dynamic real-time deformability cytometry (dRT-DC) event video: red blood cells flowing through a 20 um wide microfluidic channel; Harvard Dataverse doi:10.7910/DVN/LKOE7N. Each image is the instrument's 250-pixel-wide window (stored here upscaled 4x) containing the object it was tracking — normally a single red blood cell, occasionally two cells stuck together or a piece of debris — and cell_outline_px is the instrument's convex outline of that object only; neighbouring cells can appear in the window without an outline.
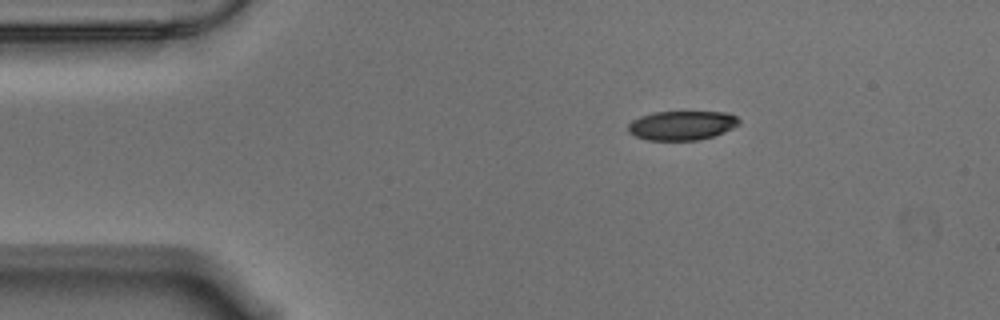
{"species": "Egyptian fruit bat (a non-hibernating species)", "species_latin": "Rousettus aegyptiacus", "temperature_condition": "warm", "stored_images_in_passage": 48, "camera_frame_rate_fps": 3000, "um_per_image_px": 0.085, "animal": {"sex": "male"}, "frame": {"image": 1, "passage_image": 1, "time_ms": 0.0, "image_size_px": [1000, 320], "cell_outline_px": [[740, 124], [724, 132], [700, 140], [648, 140], [636, 136], [628, 132], [628, 124], [632, 120], [640, 116], [652, 112], [728, 112], [736, 116], [740, 120]], "centroid_in_image_um": [57.96, 10.65], "position_along_channel_um": 27.0, "area_um2": 18.96}}
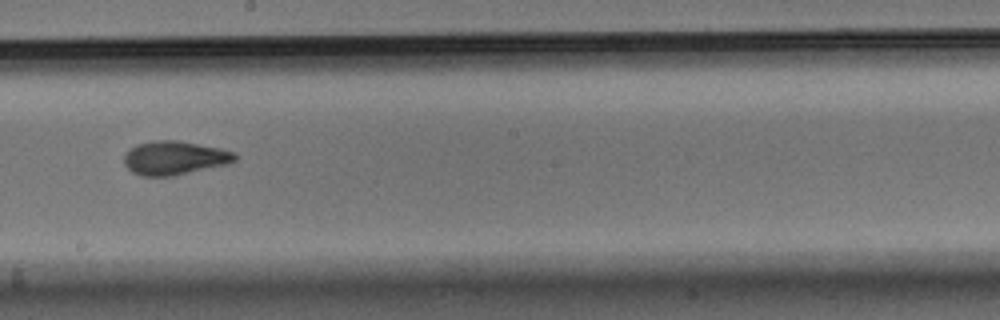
{"frame": {"image": 2, "passage_image": 23, "time_ms": 7.333, "image_size_px": [1000, 320], "cell_outline_px": [[236, 160], [228, 164], [172, 176], [140, 176], [132, 172], [124, 164], [124, 156], [136, 144], [156, 140], [176, 140], [220, 148], [236, 152]], "centroid_in_image_um": [14.84, 13.43], "position_along_channel_um": 233.4, "area_um2": 21.73}}
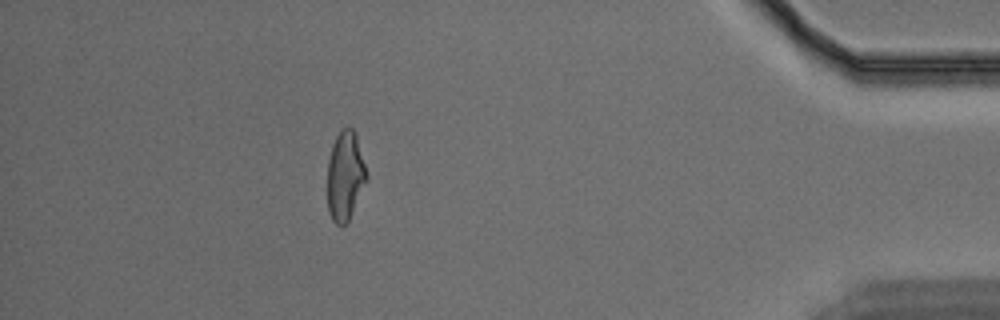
{"frame": {"image": 3, "passage_image": 42, "time_ms": 13.667, "image_size_px": [1000, 320], "cell_outline_px": [[368, 176], [352, 212], [348, 220], [344, 224], [336, 224], [332, 220], [328, 212], [328, 160], [332, 144], [340, 128], [348, 124], [352, 128], [356, 136]], "centroid_in_image_um": [29.32, 14.89], "position_along_channel_um": 405.9, "area_um2": 20.17}, "authors_computed_cell_mechanics": {"area_um2": 21.0681, "velocity_mm_per_s": 3.5438, "shape_relaxation_time_tau1_ms": 5.8845, "shape_relaxation_time_tau2_ms": 1.9749, "deformation_change_tau1": 0.1656, "deformation_change_tau2": 0.0818}}